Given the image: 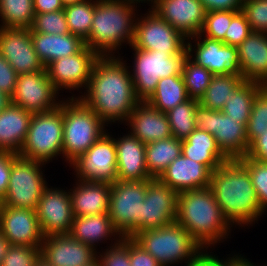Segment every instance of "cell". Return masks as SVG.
Here are the masks:
<instances>
[{
    "label": "cell",
    "instance_id": "obj_18",
    "mask_svg": "<svg viewBox=\"0 0 267 266\" xmlns=\"http://www.w3.org/2000/svg\"><path fill=\"white\" fill-rule=\"evenodd\" d=\"M36 214L44 237L69 234L74 219L69 191L47 186L38 201Z\"/></svg>",
    "mask_w": 267,
    "mask_h": 266
},
{
    "label": "cell",
    "instance_id": "obj_38",
    "mask_svg": "<svg viewBox=\"0 0 267 266\" xmlns=\"http://www.w3.org/2000/svg\"><path fill=\"white\" fill-rule=\"evenodd\" d=\"M96 0H85L80 3L64 6V12L71 34L85 40L91 30L92 19L95 12Z\"/></svg>",
    "mask_w": 267,
    "mask_h": 266
},
{
    "label": "cell",
    "instance_id": "obj_16",
    "mask_svg": "<svg viewBox=\"0 0 267 266\" xmlns=\"http://www.w3.org/2000/svg\"><path fill=\"white\" fill-rule=\"evenodd\" d=\"M177 205L178 193L174 189L158 179L148 180L141 217L136 221V233L176 222Z\"/></svg>",
    "mask_w": 267,
    "mask_h": 266
},
{
    "label": "cell",
    "instance_id": "obj_54",
    "mask_svg": "<svg viewBox=\"0 0 267 266\" xmlns=\"http://www.w3.org/2000/svg\"><path fill=\"white\" fill-rule=\"evenodd\" d=\"M193 266H223V260L218 259L217 256L207 252L197 263Z\"/></svg>",
    "mask_w": 267,
    "mask_h": 266
},
{
    "label": "cell",
    "instance_id": "obj_35",
    "mask_svg": "<svg viewBox=\"0 0 267 266\" xmlns=\"http://www.w3.org/2000/svg\"><path fill=\"white\" fill-rule=\"evenodd\" d=\"M243 81V76L214 75L206 92L198 100L199 104L208 109L222 111L225 102Z\"/></svg>",
    "mask_w": 267,
    "mask_h": 266
},
{
    "label": "cell",
    "instance_id": "obj_58",
    "mask_svg": "<svg viewBox=\"0 0 267 266\" xmlns=\"http://www.w3.org/2000/svg\"><path fill=\"white\" fill-rule=\"evenodd\" d=\"M119 1L125 2V3H128V4H133V5L136 4V8H137V4L140 3V2L141 3H143V2L144 3L149 2L150 4L152 2L153 5L151 4V8H150V9H152L154 7V5H155V3H156L157 0H119Z\"/></svg>",
    "mask_w": 267,
    "mask_h": 266
},
{
    "label": "cell",
    "instance_id": "obj_55",
    "mask_svg": "<svg viewBox=\"0 0 267 266\" xmlns=\"http://www.w3.org/2000/svg\"><path fill=\"white\" fill-rule=\"evenodd\" d=\"M223 266H257L254 265L253 262L248 261V259L241 256V254L238 256L234 255L232 257H228L227 260H223ZM264 266V265H263Z\"/></svg>",
    "mask_w": 267,
    "mask_h": 266
},
{
    "label": "cell",
    "instance_id": "obj_52",
    "mask_svg": "<svg viewBox=\"0 0 267 266\" xmlns=\"http://www.w3.org/2000/svg\"><path fill=\"white\" fill-rule=\"evenodd\" d=\"M246 156L267 163V130L249 146Z\"/></svg>",
    "mask_w": 267,
    "mask_h": 266
},
{
    "label": "cell",
    "instance_id": "obj_44",
    "mask_svg": "<svg viewBox=\"0 0 267 266\" xmlns=\"http://www.w3.org/2000/svg\"><path fill=\"white\" fill-rule=\"evenodd\" d=\"M102 254L97 253L101 266H130L129 237H119Z\"/></svg>",
    "mask_w": 267,
    "mask_h": 266
},
{
    "label": "cell",
    "instance_id": "obj_31",
    "mask_svg": "<svg viewBox=\"0 0 267 266\" xmlns=\"http://www.w3.org/2000/svg\"><path fill=\"white\" fill-rule=\"evenodd\" d=\"M69 235L94 249L101 240H110L112 236L116 239L122 237L114 228L108 213L93 216H74ZM115 235H119L118 238Z\"/></svg>",
    "mask_w": 267,
    "mask_h": 266
},
{
    "label": "cell",
    "instance_id": "obj_46",
    "mask_svg": "<svg viewBox=\"0 0 267 266\" xmlns=\"http://www.w3.org/2000/svg\"><path fill=\"white\" fill-rule=\"evenodd\" d=\"M241 11L252 32L267 33V0H243Z\"/></svg>",
    "mask_w": 267,
    "mask_h": 266
},
{
    "label": "cell",
    "instance_id": "obj_20",
    "mask_svg": "<svg viewBox=\"0 0 267 266\" xmlns=\"http://www.w3.org/2000/svg\"><path fill=\"white\" fill-rule=\"evenodd\" d=\"M0 232L11 245L41 247L44 235L36 210L0 206Z\"/></svg>",
    "mask_w": 267,
    "mask_h": 266
},
{
    "label": "cell",
    "instance_id": "obj_60",
    "mask_svg": "<svg viewBox=\"0 0 267 266\" xmlns=\"http://www.w3.org/2000/svg\"><path fill=\"white\" fill-rule=\"evenodd\" d=\"M85 0H61L62 4L64 6L66 5H70V4H75V3H80V2H83Z\"/></svg>",
    "mask_w": 267,
    "mask_h": 266
},
{
    "label": "cell",
    "instance_id": "obj_59",
    "mask_svg": "<svg viewBox=\"0 0 267 266\" xmlns=\"http://www.w3.org/2000/svg\"><path fill=\"white\" fill-rule=\"evenodd\" d=\"M35 266H53L51 263L45 259L42 255H40L35 263Z\"/></svg>",
    "mask_w": 267,
    "mask_h": 266
},
{
    "label": "cell",
    "instance_id": "obj_3",
    "mask_svg": "<svg viewBox=\"0 0 267 266\" xmlns=\"http://www.w3.org/2000/svg\"><path fill=\"white\" fill-rule=\"evenodd\" d=\"M176 222L203 247L228 238L231 224L224 216L210 187L178 193Z\"/></svg>",
    "mask_w": 267,
    "mask_h": 266
},
{
    "label": "cell",
    "instance_id": "obj_61",
    "mask_svg": "<svg viewBox=\"0 0 267 266\" xmlns=\"http://www.w3.org/2000/svg\"><path fill=\"white\" fill-rule=\"evenodd\" d=\"M88 266H101L100 262L98 259H96L94 262H92L91 264H89Z\"/></svg>",
    "mask_w": 267,
    "mask_h": 266
},
{
    "label": "cell",
    "instance_id": "obj_15",
    "mask_svg": "<svg viewBox=\"0 0 267 266\" xmlns=\"http://www.w3.org/2000/svg\"><path fill=\"white\" fill-rule=\"evenodd\" d=\"M202 36L204 38H202ZM190 39H194L196 44L192 45ZM187 40V55L195 63L209 70L214 75L231 74L242 76L239 54L236 46H230L228 44H224L222 41L207 38L204 34L200 33L194 37L188 38ZM194 51L195 54L193 57Z\"/></svg>",
    "mask_w": 267,
    "mask_h": 266
},
{
    "label": "cell",
    "instance_id": "obj_27",
    "mask_svg": "<svg viewBox=\"0 0 267 266\" xmlns=\"http://www.w3.org/2000/svg\"><path fill=\"white\" fill-rule=\"evenodd\" d=\"M237 49L244 80L267 85V33L252 32Z\"/></svg>",
    "mask_w": 267,
    "mask_h": 266
},
{
    "label": "cell",
    "instance_id": "obj_12",
    "mask_svg": "<svg viewBox=\"0 0 267 266\" xmlns=\"http://www.w3.org/2000/svg\"><path fill=\"white\" fill-rule=\"evenodd\" d=\"M136 19L135 35L131 47L142 50H158L161 53H182L187 40L154 10ZM138 20V21H137Z\"/></svg>",
    "mask_w": 267,
    "mask_h": 266
},
{
    "label": "cell",
    "instance_id": "obj_57",
    "mask_svg": "<svg viewBox=\"0 0 267 266\" xmlns=\"http://www.w3.org/2000/svg\"><path fill=\"white\" fill-rule=\"evenodd\" d=\"M10 103V97L0 91V111H2Z\"/></svg>",
    "mask_w": 267,
    "mask_h": 266
},
{
    "label": "cell",
    "instance_id": "obj_42",
    "mask_svg": "<svg viewBox=\"0 0 267 266\" xmlns=\"http://www.w3.org/2000/svg\"><path fill=\"white\" fill-rule=\"evenodd\" d=\"M250 173L253 187L260 207L266 212L267 208V163L257 161L247 156L238 159Z\"/></svg>",
    "mask_w": 267,
    "mask_h": 266
},
{
    "label": "cell",
    "instance_id": "obj_37",
    "mask_svg": "<svg viewBox=\"0 0 267 266\" xmlns=\"http://www.w3.org/2000/svg\"><path fill=\"white\" fill-rule=\"evenodd\" d=\"M198 104L197 99L190 98L166 112L173 137L184 140L197 128L194 117Z\"/></svg>",
    "mask_w": 267,
    "mask_h": 266
},
{
    "label": "cell",
    "instance_id": "obj_33",
    "mask_svg": "<svg viewBox=\"0 0 267 266\" xmlns=\"http://www.w3.org/2000/svg\"><path fill=\"white\" fill-rule=\"evenodd\" d=\"M188 99L190 97L180 74L161 78L157 83L155 92L146 102L166 113Z\"/></svg>",
    "mask_w": 267,
    "mask_h": 266
},
{
    "label": "cell",
    "instance_id": "obj_19",
    "mask_svg": "<svg viewBox=\"0 0 267 266\" xmlns=\"http://www.w3.org/2000/svg\"><path fill=\"white\" fill-rule=\"evenodd\" d=\"M0 54L17 74L45 69L35 52L31 28H0Z\"/></svg>",
    "mask_w": 267,
    "mask_h": 266
},
{
    "label": "cell",
    "instance_id": "obj_51",
    "mask_svg": "<svg viewBox=\"0 0 267 266\" xmlns=\"http://www.w3.org/2000/svg\"><path fill=\"white\" fill-rule=\"evenodd\" d=\"M205 11L242 10L243 0H200Z\"/></svg>",
    "mask_w": 267,
    "mask_h": 266
},
{
    "label": "cell",
    "instance_id": "obj_1",
    "mask_svg": "<svg viewBox=\"0 0 267 266\" xmlns=\"http://www.w3.org/2000/svg\"><path fill=\"white\" fill-rule=\"evenodd\" d=\"M125 62L120 56H99L94 63L87 90L84 96L79 97L107 126L115 121L126 123L140 102Z\"/></svg>",
    "mask_w": 267,
    "mask_h": 266
},
{
    "label": "cell",
    "instance_id": "obj_56",
    "mask_svg": "<svg viewBox=\"0 0 267 266\" xmlns=\"http://www.w3.org/2000/svg\"><path fill=\"white\" fill-rule=\"evenodd\" d=\"M11 243L5 238V236L0 232V264L4 256L7 254Z\"/></svg>",
    "mask_w": 267,
    "mask_h": 266
},
{
    "label": "cell",
    "instance_id": "obj_41",
    "mask_svg": "<svg viewBox=\"0 0 267 266\" xmlns=\"http://www.w3.org/2000/svg\"><path fill=\"white\" fill-rule=\"evenodd\" d=\"M241 10L209 11L205 13L204 24L200 34L205 37L222 41L231 24L232 18Z\"/></svg>",
    "mask_w": 267,
    "mask_h": 266
},
{
    "label": "cell",
    "instance_id": "obj_36",
    "mask_svg": "<svg viewBox=\"0 0 267 266\" xmlns=\"http://www.w3.org/2000/svg\"><path fill=\"white\" fill-rule=\"evenodd\" d=\"M0 28L30 29L35 17L33 0H0Z\"/></svg>",
    "mask_w": 267,
    "mask_h": 266
},
{
    "label": "cell",
    "instance_id": "obj_40",
    "mask_svg": "<svg viewBox=\"0 0 267 266\" xmlns=\"http://www.w3.org/2000/svg\"><path fill=\"white\" fill-rule=\"evenodd\" d=\"M267 130V85L254 96L251 114L246 127L249 146Z\"/></svg>",
    "mask_w": 267,
    "mask_h": 266
},
{
    "label": "cell",
    "instance_id": "obj_17",
    "mask_svg": "<svg viewBox=\"0 0 267 266\" xmlns=\"http://www.w3.org/2000/svg\"><path fill=\"white\" fill-rule=\"evenodd\" d=\"M99 55L85 46L79 53L52 61L47 67L49 80L59 92L87 88L94 63Z\"/></svg>",
    "mask_w": 267,
    "mask_h": 266
},
{
    "label": "cell",
    "instance_id": "obj_2",
    "mask_svg": "<svg viewBox=\"0 0 267 266\" xmlns=\"http://www.w3.org/2000/svg\"><path fill=\"white\" fill-rule=\"evenodd\" d=\"M210 188L231 224L251 225L265 212L258 202L250 173L238 159H229L212 172Z\"/></svg>",
    "mask_w": 267,
    "mask_h": 266
},
{
    "label": "cell",
    "instance_id": "obj_48",
    "mask_svg": "<svg viewBox=\"0 0 267 266\" xmlns=\"http://www.w3.org/2000/svg\"><path fill=\"white\" fill-rule=\"evenodd\" d=\"M129 259L130 266H161L157 260L132 237H129Z\"/></svg>",
    "mask_w": 267,
    "mask_h": 266
},
{
    "label": "cell",
    "instance_id": "obj_23",
    "mask_svg": "<svg viewBox=\"0 0 267 266\" xmlns=\"http://www.w3.org/2000/svg\"><path fill=\"white\" fill-rule=\"evenodd\" d=\"M211 174L204 164L181 154L170 163L158 180L180 193L210 187Z\"/></svg>",
    "mask_w": 267,
    "mask_h": 266
},
{
    "label": "cell",
    "instance_id": "obj_21",
    "mask_svg": "<svg viewBox=\"0 0 267 266\" xmlns=\"http://www.w3.org/2000/svg\"><path fill=\"white\" fill-rule=\"evenodd\" d=\"M152 10L186 39L201 32L206 13L200 0H157Z\"/></svg>",
    "mask_w": 267,
    "mask_h": 266
},
{
    "label": "cell",
    "instance_id": "obj_22",
    "mask_svg": "<svg viewBox=\"0 0 267 266\" xmlns=\"http://www.w3.org/2000/svg\"><path fill=\"white\" fill-rule=\"evenodd\" d=\"M97 253L69 234L46 236L41 245V255L53 266H88L97 259Z\"/></svg>",
    "mask_w": 267,
    "mask_h": 266
},
{
    "label": "cell",
    "instance_id": "obj_32",
    "mask_svg": "<svg viewBox=\"0 0 267 266\" xmlns=\"http://www.w3.org/2000/svg\"><path fill=\"white\" fill-rule=\"evenodd\" d=\"M182 140L175 137L146 144L145 159L149 176L158 179L165 169L182 153Z\"/></svg>",
    "mask_w": 267,
    "mask_h": 266
},
{
    "label": "cell",
    "instance_id": "obj_6",
    "mask_svg": "<svg viewBox=\"0 0 267 266\" xmlns=\"http://www.w3.org/2000/svg\"><path fill=\"white\" fill-rule=\"evenodd\" d=\"M68 99L60 101L63 106L62 153L65 161L71 163L106 133L107 125L79 97Z\"/></svg>",
    "mask_w": 267,
    "mask_h": 266
},
{
    "label": "cell",
    "instance_id": "obj_29",
    "mask_svg": "<svg viewBox=\"0 0 267 266\" xmlns=\"http://www.w3.org/2000/svg\"><path fill=\"white\" fill-rule=\"evenodd\" d=\"M31 38L35 52L45 68L59 58L79 53L86 45L85 41L74 34H44L31 29Z\"/></svg>",
    "mask_w": 267,
    "mask_h": 266
},
{
    "label": "cell",
    "instance_id": "obj_7",
    "mask_svg": "<svg viewBox=\"0 0 267 266\" xmlns=\"http://www.w3.org/2000/svg\"><path fill=\"white\" fill-rule=\"evenodd\" d=\"M63 106L44 113H34L25 141L17 155L48 163L62 153Z\"/></svg>",
    "mask_w": 267,
    "mask_h": 266
},
{
    "label": "cell",
    "instance_id": "obj_39",
    "mask_svg": "<svg viewBox=\"0 0 267 266\" xmlns=\"http://www.w3.org/2000/svg\"><path fill=\"white\" fill-rule=\"evenodd\" d=\"M181 75L190 98L199 100L206 92L214 74L192 61L187 55L183 61Z\"/></svg>",
    "mask_w": 267,
    "mask_h": 266
},
{
    "label": "cell",
    "instance_id": "obj_53",
    "mask_svg": "<svg viewBox=\"0 0 267 266\" xmlns=\"http://www.w3.org/2000/svg\"><path fill=\"white\" fill-rule=\"evenodd\" d=\"M35 14H44L64 9L61 0H33Z\"/></svg>",
    "mask_w": 267,
    "mask_h": 266
},
{
    "label": "cell",
    "instance_id": "obj_45",
    "mask_svg": "<svg viewBox=\"0 0 267 266\" xmlns=\"http://www.w3.org/2000/svg\"><path fill=\"white\" fill-rule=\"evenodd\" d=\"M41 247L11 245L0 266H35Z\"/></svg>",
    "mask_w": 267,
    "mask_h": 266
},
{
    "label": "cell",
    "instance_id": "obj_28",
    "mask_svg": "<svg viewBox=\"0 0 267 266\" xmlns=\"http://www.w3.org/2000/svg\"><path fill=\"white\" fill-rule=\"evenodd\" d=\"M32 116L33 113L11 102L0 111V151L19 153Z\"/></svg>",
    "mask_w": 267,
    "mask_h": 266
},
{
    "label": "cell",
    "instance_id": "obj_11",
    "mask_svg": "<svg viewBox=\"0 0 267 266\" xmlns=\"http://www.w3.org/2000/svg\"><path fill=\"white\" fill-rule=\"evenodd\" d=\"M147 186L148 180L111 183L108 216L122 237L136 234V221L141 217Z\"/></svg>",
    "mask_w": 267,
    "mask_h": 266
},
{
    "label": "cell",
    "instance_id": "obj_34",
    "mask_svg": "<svg viewBox=\"0 0 267 266\" xmlns=\"http://www.w3.org/2000/svg\"><path fill=\"white\" fill-rule=\"evenodd\" d=\"M263 84L244 80L225 102L222 112L247 127L255 94Z\"/></svg>",
    "mask_w": 267,
    "mask_h": 266
},
{
    "label": "cell",
    "instance_id": "obj_47",
    "mask_svg": "<svg viewBox=\"0 0 267 266\" xmlns=\"http://www.w3.org/2000/svg\"><path fill=\"white\" fill-rule=\"evenodd\" d=\"M252 30L246 15L239 11L231 20V24L222 40L224 44L238 47L250 34Z\"/></svg>",
    "mask_w": 267,
    "mask_h": 266
},
{
    "label": "cell",
    "instance_id": "obj_49",
    "mask_svg": "<svg viewBox=\"0 0 267 266\" xmlns=\"http://www.w3.org/2000/svg\"><path fill=\"white\" fill-rule=\"evenodd\" d=\"M18 74L9 62L0 54V91L9 97L14 93Z\"/></svg>",
    "mask_w": 267,
    "mask_h": 266
},
{
    "label": "cell",
    "instance_id": "obj_10",
    "mask_svg": "<svg viewBox=\"0 0 267 266\" xmlns=\"http://www.w3.org/2000/svg\"><path fill=\"white\" fill-rule=\"evenodd\" d=\"M195 124L215 137L217 146L228 159L246 156L249 143L246 126L227 116L222 111L208 109L198 104L195 111Z\"/></svg>",
    "mask_w": 267,
    "mask_h": 266
},
{
    "label": "cell",
    "instance_id": "obj_24",
    "mask_svg": "<svg viewBox=\"0 0 267 266\" xmlns=\"http://www.w3.org/2000/svg\"><path fill=\"white\" fill-rule=\"evenodd\" d=\"M127 122L131 130L128 132L144 144L172 137L166 113L152 107L146 101H140L136 105Z\"/></svg>",
    "mask_w": 267,
    "mask_h": 266
},
{
    "label": "cell",
    "instance_id": "obj_30",
    "mask_svg": "<svg viewBox=\"0 0 267 266\" xmlns=\"http://www.w3.org/2000/svg\"><path fill=\"white\" fill-rule=\"evenodd\" d=\"M181 153L193 161L204 164L211 172L229 160L217 146L215 137L197 128L182 140Z\"/></svg>",
    "mask_w": 267,
    "mask_h": 266
},
{
    "label": "cell",
    "instance_id": "obj_13",
    "mask_svg": "<svg viewBox=\"0 0 267 266\" xmlns=\"http://www.w3.org/2000/svg\"><path fill=\"white\" fill-rule=\"evenodd\" d=\"M111 136L104 133L84 154L69 164L75 169L79 180L108 183L117 180V150Z\"/></svg>",
    "mask_w": 267,
    "mask_h": 266
},
{
    "label": "cell",
    "instance_id": "obj_43",
    "mask_svg": "<svg viewBox=\"0 0 267 266\" xmlns=\"http://www.w3.org/2000/svg\"><path fill=\"white\" fill-rule=\"evenodd\" d=\"M31 29L44 34H69L68 24L64 10L35 14Z\"/></svg>",
    "mask_w": 267,
    "mask_h": 266
},
{
    "label": "cell",
    "instance_id": "obj_9",
    "mask_svg": "<svg viewBox=\"0 0 267 266\" xmlns=\"http://www.w3.org/2000/svg\"><path fill=\"white\" fill-rule=\"evenodd\" d=\"M44 164L18 155L12 162L8 190L0 206L36 210L48 186L41 170Z\"/></svg>",
    "mask_w": 267,
    "mask_h": 266
},
{
    "label": "cell",
    "instance_id": "obj_4",
    "mask_svg": "<svg viewBox=\"0 0 267 266\" xmlns=\"http://www.w3.org/2000/svg\"><path fill=\"white\" fill-rule=\"evenodd\" d=\"M135 11V5L119 0H96L92 26L89 36L84 40L85 45L99 56L114 55L124 43L131 46L137 19Z\"/></svg>",
    "mask_w": 267,
    "mask_h": 266
},
{
    "label": "cell",
    "instance_id": "obj_8",
    "mask_svg": "<svg viewBox=\"0 0 267 266\" xmlns=\"http://www.w3.org/2000/svg\"><path fill=\"white\" fill-rule=\"evenodd\" d=\"M132 48L135 54L131 77L139 101H147L152 96L161 78L180 75L187 56L186 49L182 53H161Z\"/></svg>",
    "mask_w": 267,
    "mask_h": 266
},
{
    "label": "cell",
    "instance_id": "obj_25",
    "mask_svg": "<svg viewBox=\"0 0 267 266\" xmlns=\"http://www.w3.org/2000/svg\"><path fill=\"white\" fill-rule=\"evenodd\" d=\"M114 142L117 150V180H151L146 167V144L130 133L114 138Z\"/></svg>",
    "mask_w": 267,
    "mask_h": 266
},
{
    "label": "cell",
    "instance_id": "obj_5",
    "mask_svg": "<svg viewBox=\"0 0 267 266\" xmlns=\"http://www.w3.org/2000/svg\"><path fill=\"white\" fill-rule=\"evenodd\" d=\"M132 238L161 266L182 261H185L186 266H193L207 253L177 222L162 228L138 232Z\"/></svg>",
    "mask_w": 267,
    "mask_h": 266
},
{
    "label": "cell",
    "instance_id": "obj_26",
    "mask_svg": "<svg viewBox=\"0 0 267 266\" xmlns=\"http://www.w3.org/2000/svg\"><path fill=\"white\" fill-rule=\"evenodd\" d=\"M69 194L74 216H93L108 213L111 183L77 180Z\"/></svg>",
    "mask_w": 267,
    "mask_h": 266
},
{
    "label": "cell",
    "instance_id": "obj_50",
    "mask_svg": "<svg viewBox=\"0 0 267 266\" xmlns=\"http://www.w3.org/2000/svg\"><path fill=\"white\" fill-rule=\"evenodd\" d=\"M17 156L13 152L0 151V201L3 200L7 193L12 162Z\"/></svg>",
    "mask_w": 267,
    "mask_h": 266
},
{
    "label": "cell",
    "instance_id": "obj_14",
    "mask_svg": "<svg viewBox=\"0 0 267 266\" xmlns=\"http://www.w3.org/2000/svg\"><path fill=\"white\" fill-rule=\"evenodd\" d=\"M57 96H60L59 92L49 80L45 68L38 72L18 74L10 102L33 114L44 113L59 106Z\"/></svg>",
    "mask_w": 267,
    "mask_h": 266
}]
</instances>
